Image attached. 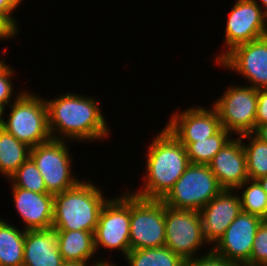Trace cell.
<instances>
[{
	"instance_id": "cell-19",
	"label": "cell",
	"mask_w": 267,
	"mask_h": 266,
	"mask_svg": "<svg viewBox=\"0 0 267 266\" xmlns=\"http://www.w3.org/2000/svg\"><path fill=\"white\" fill-rule=\"evenodd\" d=\"M57 245L63 261H88L96 253L94 232L55 230Z\"/></svg>"
},
{
	"instance_id": "cell-14",
	"label": "cell",
	"mask_w": 267,
	"mask_h": 266,
	"mask_svg": "<svg viewBox=\"0 0 267 266\" xmlns=\"http://www.w3.org/2000/svg\"><path fill=\"white\" fill-rule=\"evenodd\" d=\"M178 113L171 115L165 126L181 143L209 138L222 128L218 113L213 106L211 109H206L194 105Z\"/></svg>"
},
{
	"instance_id": "cell-26",
	"label": "cell",
	"mask_w": 267,
	"mask_h": 266,
	"mask_svg": "<svg viewBox=\"0 0 267 266\" xmlns=\"http://www.w3.org/2000/svg\"><path fill=\"white\" fill-rule=\"evenodd\" d=\"M11 187L24 188L36 193H48L43 177L29 157L10 177Z\"/></svg>"
},
{
	"instance_id": "cell-1",
	"label": "cell",
	"mask_w": 267,
	"mask_h": 266,
	"mask_svg": "<svg viewBox=\"0 0 267 266\" xmlns=\"http://www.w3.org/2000/svg\"><path fill=\"white\" fill-rule=\"evenodd\" d=\"M45 101L52 139L93 142L108 137L109 127L95 98L68 92Z\"/></svg>"
},
{
	"instance_id": "cell-10",
	"label": "cell",
	"mask_w": 267,
	"mask_h": 266,
	"mask_svg": "<svg viewBox=\"0 0 267 266\" xmlns=\"http://www.w3.org/2000/svg\"><path fill=\"white\" fill-rule=\"evenodd\" d=\"M165 233V246L184 261L195 258L199 249L208 244L198 211L177 210L165 205Z\"/></svg>"
},
{
	"instance_id": "cell-7",
	"label": "cell",
	"mask_w": 267,
	"mask_h": 266,
	"mask_svg": "<svg viewBox=\"0 0 267 266\" xmlns=\"http://www.w3.org/2000/svg\"><path fill=\"white\" fill-rule=\"evenodd\" d=\"M34 161L44 179L47 192L55 195L76 186L81 180L72 176V155L66 140H55L39 144L30 150Z\"/></svg>"
},
{
	"instance_id": "cell-5",
	"label": "cell",
	"mask_w": 267,
	"mask_h": 266,
	"mask_svg": "<svg viewBox=\"0 0 267 266\" xmlns=\"http://www.w3.org/2000/svg\"><path fill=\"white\" fill-rule=\"evenodd\" d=\"M222 190L208 165L190 163L162 201L172 209L199 212Z\"/></svg>"
},
{
	"instance_id": "cell-27",
	"label": "cell",
	"mask_w": 267,
	"mask_h": 266,
	"mask_svg": "<svg viewBox=\"0 0 267 266\" xmlns=\"http://www.w3.org/2000/svg\"><path fill=\"white\" fill-rule=\"evenodd\" d=\"M248 266H267V220L261 223L256 232Z\"/></svg>"
},
{
	"instance_id": "cell-37",
	"label": "cell",
	"mask_w": 267,
	"mask_h": 266,
	"mask_svg": "<svg viewBox=\"0 0 267 266\" xmlns=\"http://www.w3.org/2000/svg\"><path fill=\"white\" fill-rule=\"evenodd\" d=\"M256 2H258L259 6L261 7V9L263 10L264 14L266 15L267 17V0H260L261 4L263 5H260L259 3V0H255Z\"/></svg>"
},
{
	"instance_id": "cell-33",
	"label": "cell",
	"mask_w": 267,
	"mask_h": 266,
	"mask_svg": "<svg viewBox=\"0 0 267 266\" xmlns=\"http://www.w3.org/2000/svg\"><path fill=\"white\" fill-rule=\"evenodd\" d=\"M254 134L261 140L267 142V123L259 125L254 131Z\"/></svg>"
},
{
	"instance_id": "cell-32",
	"label": "cell",
	"mask_w": 267,
	"mask_h": 266,
	"mask_svg": "<svg viewBox=\"0 0 267 266\" xmlns=\"http://www.w3.org/2000/svg\"><path fill=\"white\" fill-rule=\"evenodd\" d=\"M18 30L4 15L0 14V40L16 38Z\"/></svg>"
},
{
	"instance_id": "cell-29",
	"label": "cell",
	"mask_w": 267,
	"mask_h": 266,
	"mask_svg": "<svg viewBox=\"0 0 267 266\" xmlns=\"http://www.w3.org/2000/svg\"><path fill=\"white\" fill-rule=\"evenodd\" d=\"M203 255H197L195 258L185 261V266H239L217 255L212 250Z\"/></svg>"
},
{
	"instance_id": "cell-9",
	"label": "cell",
	"mask_w": 267,
	"mask_h": 266,
	"mask_svg": "<svg viewBox=\"0 0 267 266\" xmlns=\"http://www.w3.org/2000/svg\"><path fill=\"white\" fill-rule=\"evenodd\" d=\"M130 192L109 198L104 204L94 232L95 250L102 246L118 250L125 257L130 251Z\"/></svg>"
},
{
	"instance_id": "cell-18",
	"label": "cell",
	"mask_w": 267,
	"mask_h": 266,
	"mask_svg": "<svg viewBox=\"0 0 267 266\" xmlns=\"http://www.w3.org/2000/svg\"><path fill=\"white\" fill-rule=\"evenodd\" d=\"M63 262L55 229L26 231L23 266H61Z\"/></svg>"
},
{
	"instance_id": "cell-25",
	"label": "cell",
	"mask_w": 267,
	"mask_h": 266,
	"mask_svg": "<svg viewBox=\"0 0 267 266\" xmlns=\"http://www.w3.org/2000/svg\"><path fill=\"white\" fill-rule=\"evenodd\" d=\"M244 188V190H243ZM242 190L239 196L243 212L267 220V193L257 180H246L236 191Z\"/></svg>"
},
{
	"instance_id": "cell-35",
	"label": "cell",
	"mask_w": 267,
	"mask_h": 266,
	"mask_svg": "<svg viewBox=\"0 0 267 266\" xmlns=\"http://www.w3.org/2000/svg\"><path fill=\"white\" fill-rule=\"evenodd\" d=\"M99 258L96 262L94 261L91 266H116L113 262L104 261V259Z\"/></svg>"
},
{
	"instance_id": "cell-21",
	"label": "cell",
	"mask_w": 267,
	"mask_h": 266,
	"mask_svg": "<svg viewBox=\"0 0 267 266\" xmlns=\"http://www.w3.org/2000/svg\"><path fill=\"white\" fill-rule=\"evenodd\" d=\"M31 148L0 128V174L9 177L30 157Z\"/></svg>"
},
{
	"instance_id": "cell-22",
	"label": "cell",
	"mask_w": 267,
	"mask_h": 266,
	"mask_svg": "<svg viewBox=\"0 0 267 266\" xmlns=\"http://www.w3.org/2000/svg\"><path fill=\"white\" fill-rule=\"evenodd\" d=\"M124 258L129 266H185V261L166 246L132 249Z\"/></svg>"
},
{
	"instance_id": "cell-39",
	"label": "cell",
	"mask_w": 267,
	"mask_h": 266,
	"mask_svg": "<svg viewBox=\"0 0 267 266\" xmlns=\"http://www.w3.org/2000/svg\"><path fill=\"white\" fill-rule=\"evenodd\" d=\"M5 58L1 59L0 58V70L7 64V62L5 63Z\"/></svg>"
},
{
	"instance_id": "cell-17",
	"label": "cell",
	"mask_w": 267,
	"mask_h": 266,
	"mask_svg": "<svg viewBox=\"0 0 267 266\" xmlns=\"http://www.w3.org/2000/svg\"><path fill=\"white\" fill-rule=\"evenodd\" d=\"M13 203L24 224V230H46L53 225L54 195L11 187Z\"/></svg>"
},
{
	"instance_id": "cell-28",
	"label": "cell",
	"mask_w": 267,
	"mask_h": 266,
	"mask_svg": "<svg viewBox=\"0 0 267 266\" xmlns=\"http://www.w3.org/2000/svg\"><path fill=\"white\" fill-rule=\"evenodd\" d=\"M14 72L13 68L7 64L0 70V105L5 108L13 100V92L15 90L12 83L13 79L11 78H14L12 77Z\"/></svg>"
},
{
	"instance_id": "cell-13",
	"label": "cell",
	"mask_w": 267,
	"mask_h": 266,
	"mask_svg": "<svg viewBox=\"0 0 267 266\" xmlns=\"http://www.w3.org/2000/svg\"><path fill=\"white\" fill-rule=\"evenodd\" d=\"M263 221L258 216L241 211L210 249L230 262L248 266L254 237Z\"/></svg>"
},
{
	"instance_id": "cell-12",
	"label": "cell",
	"mask_w": 267,
	"mask_h": 266,
	"mask_svg": "<svg viewBox=\"0 0 267 266\" xmlns=\"http://www.w3.org/2000/svg\"><path fill=\"white\" fill-rule=\"evenodd\" d=\"M217 64L248 79L255 89L267 88V35L235 46Z\"/></svg>"
},
{
	"instance_id": "cell-16",
	"label": "cell",
	"mask_w": 267,
	"mask_h": 266,
	"mask_svg": "<svg viewBox=\"0 0 267 266\" xmlns=\"http://www.w3.org/2000/svg\"><path fill=\"white\" fill-rule=\"evenodd\" d=\"M222 189L236 190L249 179L241 137L231 138L208 164Z\"/></svg>"
},
{
	"instance_id": "cell-31",
	"label": "cell",
	"mask_w": 267,
	"mask_h": 266,
	"mask_svg": "<svg viewBox=\"0 0 267 266\" xmlns=\"http://www.w3.org/2000/svg\"><path fill=\"white\" fill-rule=\"evenodd\" d=\"M23 0H0V14L4 15L17 29L18 23L12 16L13 11L18 8Z\"/></svg>"
},
{
	"instance_id": "cell-15",
	"label": "cell",
	"mask_w": 267,
	"mask_h": 266,
	"mask_svg": "<svg viewBox=\"0 0 267 266\" xmlns=\"http://www.w3.org/2000/svg\"><path fill=\"white\" fill-rule=\"evenodd\" d=\"M241 211L239 194H236V190L228 189H223L199 211L203 235L208 245L219 240Z\"/></svg>"
},
{
	"instance_id": "cell-34",
	"label": "cell",
	"mask_w": 267,
	"mask_h": 266,
	"mask_svg": "<svg viewBox=\"0 0 267 266\" xmlns=\"http://www.w3.org/2000/svg\"><path fill=\"white\" fill-rule=\"evenodd\" d=\"M87 261H64L61 266H88Z\"/></svg>"
},
{
	"instance_id": "cell-2",
	"label": "cell",
	"mask_w": 267,
	"mask_h": 266,
	"mask_svg": "<svg viewBox=\"0 0 267 266\" xmlns=\"http://www.w3.org/2000/svg\"><path fill=\"white\" fill-rule=\"evenodd\" d=\"M146 152L144 187L132 194L162 200L190 164L186 148L165 126L153 138Z\"/></svg>"
},
{
	"instance_id": "cell-11",
	"label": "cell",
	"mask_w": 267,
	"mask_h": 266,
	"mask_svg": "<svg viewBox=\"0 0 267 266\" xmlns=\"http://www.w3.org/2000/svg\"><path fill=\"white\" fill-rule=\"evenodd\" d=\"M232 6L225 27V49L214 58L216 63L235 46L267 35V17L258 2L236 0Z\"/></svg>"
},
{
	"instance_id": "cell-24",
	"label": "cell",
	"mask_w": 267,
	"mask_h": 266,
	"mask_svg": "<svg viewBox=\"0 0 267 266\" xmlns=\"http://www.w3.org/2000/svg\"><path fill=\"white\" fill-rule=\"evenodd\" d=\"M240 137L250 139L248 144L243 142L249 179L258 180L267 176V142L254 133L243 134Z\"/></svg>"
},
{
	"instance_id": "cell-20",
	"label": "cell",
	"mask_w": 267,
	"mask_h": 266,
	"mask_svg": "<svg viewBox=\"0 0 267 266\" xmlns=\"http://www.w3.org/2000/svg\"><path fill=\"white\" fill-rule=\"evenodd\" d=\"M25 233L0 218V266H23Z\"/></svg>"
},
{
	"instance_id": "cell-6",
	"label": "cell",
	"mask_w": 267,
	"mask_h": 266,
	"mask_svg": "<svg viewBox=\"0 0 267 266\" xmlns=\"http://www.w3.org/2000/svg\"><path fill=\"white\" fill-rule=\"evenodd\" d=\"M130 193V250L165 246V204Z\"/></svg>"
},
{
	"instance_id": "cell-8",
	"label": "cell",
	"mask_w": 267,
	"mask_h": 266,
	"mask_svg": "<svg viewBox=\"0 0 267 266\" xmlns=\"http://www.w3.org/2000/svg\"><path fill=\"white\" fill-rule=\"evenodd\" d=\"M226 89L222 97L212 104L218 113L221 127L236 136L254 133L258 89L249 85H233Z\"/></svg>"
},
{
	"instance_id": "cell-38",
	"label": "cell",
	"mask_w": 267,
	"mask_h": 266,
	"mask_svg": "<svg viewBox=\"0 0 267 266\" xmlns=\"http://www.w3.org/2000/svg\"><path fill=\"white\" fill-rule=\"evenodd\" d=\"M6 109L5 107H3L2 105H0V128L3 127V121H4V117L3 115H6V113L4 112Z\"/></svg>"
},
{
	"instance_id": "cell-3",
	"label": "cell",
	"mask_w": 267,
	"mask_h": 266,
	"mask_svg": "<svg viewBox=\"0 0 267 266\" xmlns=\"http://www.w3.org/2000/svg\"><path fill=\"white\" fill-rule=\"evenodd\" d=\"M84 180L54 195L53 229L95 232L101 210L109 199L91 180Z\"/></svg>"
},
{
	"instance_id": "cell-23",
	"label": "cell",
	"mask_w": 267,
	"mask_h": 266,
	"mask_svg": "<svg viewBox=\"0 0 267 266\" xmlns=\"http://www.w3.org/2000/svg\"><path fill=\"white\" fill-rule=\"evenodd\" d=\"M231 136L230 132L221 128L209 138L181 144L186 148L190 163L208 165L214 155L232 138Z\"/></svg>"
},
{
	"instance_id": "cell-36",
	"label": "cell",
	"mask_w": 267,
	"mask_h": 266,
	"mask_svg": "<svg viewBox=\"0 0 267 266\" xmlns=\"http://www.w3.org/2000/svg\"><path fill=\"white\" fill-rule=\"evenodd\" d=\"M257 181L260 183L263 190L267 193V176L259 178Z\"/></svg>"
},
{
	"instance_id": "cell-30",
	"label": "cell",
	"mask_w": 267,
	"mask_h": 266,
	"mask_svg": "<svg viewBox=\"0 0 267 266\" xmlns=\"http://www.w3.org/2000/svg\"><path fill=\"white\" fill-rule=\"evenodd\" d=\"M264 123H267V88L258 89L256 128Z\"/></svg>"
},
{
	"instance_id": "cell-4",
	"label": "cell",
	"mask_w": 267,
	"mask_h": 266,
	"mask_svg": "<svg viewBox=\"0 0 267 266\" xmlns=\"http://www.w3.org/2000/svg\"><path fill=\"white\" fill-rule=\"evenodd\" d=\"M38 96L26 90L18 91L16 98L9 105L10 113L7 119H4L2 127L30 148L52 139L46 101Z\"/></svg>"
}]
</instances>
